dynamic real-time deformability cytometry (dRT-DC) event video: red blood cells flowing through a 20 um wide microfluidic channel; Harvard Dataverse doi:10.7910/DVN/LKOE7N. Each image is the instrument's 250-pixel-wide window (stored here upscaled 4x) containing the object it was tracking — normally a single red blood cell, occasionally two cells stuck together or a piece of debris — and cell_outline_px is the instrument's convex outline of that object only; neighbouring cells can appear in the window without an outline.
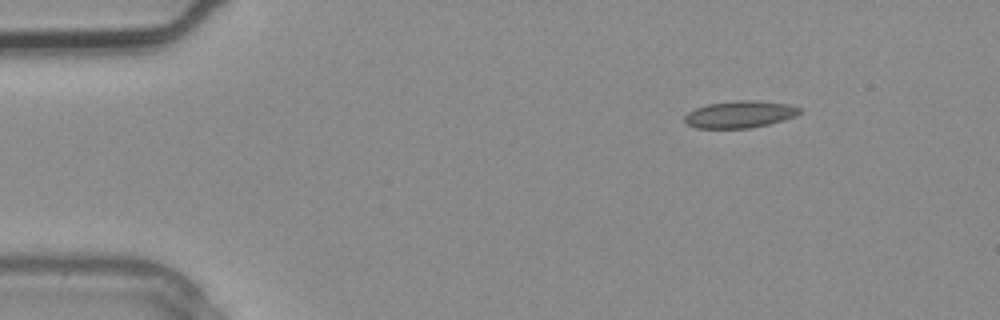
{"species": "common noctule bat (a hibernating species)", "species_latin": "Nyctalus noctula", "temperature_condition": "warm", "stored_images_in_passage": 2, "camera_frame_rate_fps": 3000, "um_per_image_px": 0.085, "animal": {"sex": "male", "body_mass_g": 20.4}, "frame": {"image": 1, "passage_image": 1, "time_ms": 0.0, "image_size_px": [1000, 320], "cell_outline_px": [[804, 108], [796, 116], [784, 120], [752, 128], [696, 128], [688, 124], [684, 120], [684, 116], [688, 112], [696, 108], [708, 104], [736, 100], [756, 100], [788, 104]], "centroid_in_image_um": [62.92, 9.71], "position_along_channel_um": 22.1, "area_um2": 18.21}}